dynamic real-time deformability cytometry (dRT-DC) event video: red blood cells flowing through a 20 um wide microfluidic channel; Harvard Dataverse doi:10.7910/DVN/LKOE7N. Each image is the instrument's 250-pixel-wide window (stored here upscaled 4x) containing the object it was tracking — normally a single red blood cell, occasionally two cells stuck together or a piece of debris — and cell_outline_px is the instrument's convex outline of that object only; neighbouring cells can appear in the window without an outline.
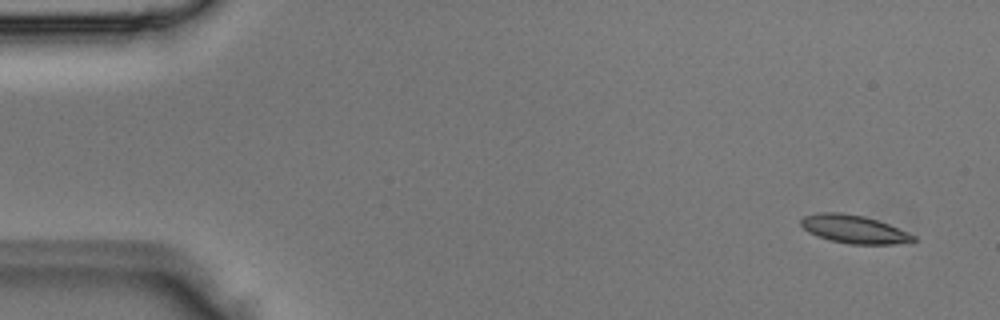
{"species": "Egyptian fruit bat (a non-hibernating species)", "species_latin": "Rousettus aegyptiacus", "temperature_condition": "room temperature", "stored_images_in_passage": 4, "camera_frame_rate_fps": 3000, "um_per_image_px": 0.085, "animal": {"sex": "male"}, "frame": {"image": 1, "passage_image": 1, "time_ms": 0.0, "image_size_px": [1000, 320], "cell_outline_px": [[916, 240], [892, 244], [848, 244], [816, 236], [808, 232], [800, 224], [800, 220], [804, 216], [820, 212], [840, 212], [864, 216], [888, 224], [916, 236]], "centroid_in_image_um": [72.54, 19.47], "position_along_channel_um": 12.5, "area_um2": 18.26}}
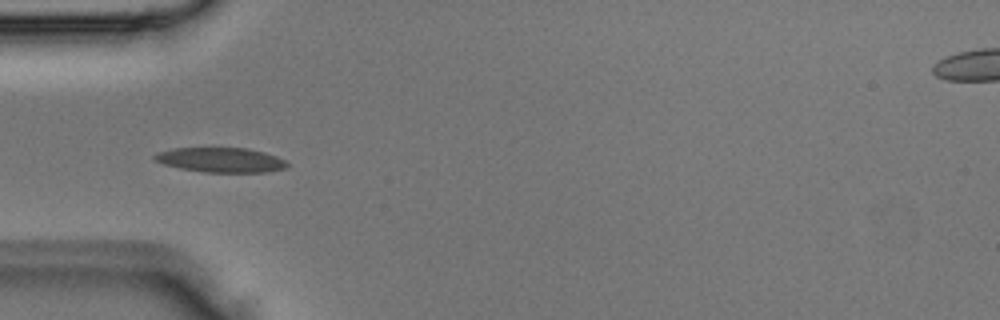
{"frame": {"image": 2, "passage_image": 4, "time_ms": 1.0, "image_size_px": [1000, 320], "cell_outline_px": [[288, 168], [268, 172], [204, 172], [180, 168], [164, 164], [156, 160], [152, 156], [156, 152], [172, 148], [248, 148], [264, 152], [288, 160]], "centroid_in_image_um": [18.81, 13.59], "position_along_channel_um": 66.2, "area_um2": 19.25}}